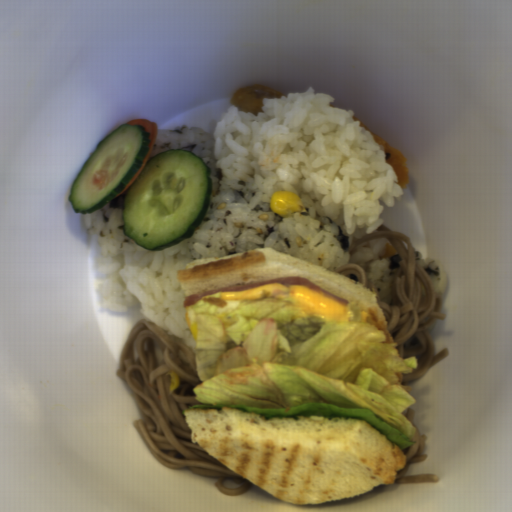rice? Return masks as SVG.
<instances>
[{"label":"rice","mask_w":512,"mask_h":512,"mask_svg":"<svg viewBox=\"0 0 512 512\" xmlns=\"http://www.w3.org/2000/svg\"><path fill=\"white\" fill-rule=\"evenodd\" d=\"M334 100L309 87L263 98L257 115L224 109L210 135L220 189L238 191L250 207L288 190L357 241L383 227L384 205L404 189L375 135Z\"/></svg>","instance_id":"652b925c"},{"label":"rice","mask_w":512,"mask_h":512,"mask_svg":"<svg viewBox=\"0 0 512 512\" xmlns=\"http://www.w3.org/2000/svg\"><path fill=\"white\" fill-rule=\"evenodd\" d=\"M170 150L191 152L209 169L211 178L207 213L196 232L187 238L193 260L272 248L300 260L334 271L355 263L366 273L367 289H375L376 300L391 303V283L401 272L397 252L386 257L388 238L366 241L354 253L358 241L349 238L330 217L303 206L281 217L270 202L250 206L239 191L221 189L216 166L215 139L199 127L157 129L150 153L154 157Z\"/></svg>","instance_id":"023b6e5f"},{"label":"rice","mask_w":512,"mask_h":512,"mask_svg":"<svg viewBox=\"0 0 512 512\" xmlns=\"http://www.w3.org/2000/svg\"><path fill=\"white\" fill-rule=\"evenodd\" d=\"M97 247L101 252L96 270L104 274L101 308L124 313L137 306L143 319L190 349L196 359L197 339L178 275L187 263L195 261L188 238L164 250H148L135 241L122 243L97 235Z\"/></svg>","instance_id":"8eca5e8b"},{"label":"rice","mask_w":512,"mask_h":512,"mask_svg":"<svg viewBox=\"0 0 512 512\" xmlns=\"http://www.w3.org/2000/svg\"><path fill=\"white\" fill-rule=\"evenodd\" d=\"M124 196H117L114 200L91 214H83L82 226L86 232L99 237L114 239L121 243H133L125 232L123 219Z\"/></svg>","instance_id":"acb35da6"},{"label":"rice","mask_w":512,"mask_h":512,"mask_svg":"<svg viewBox=\"0 0 512 512\" xmlns=\"http://www.w3.org/2000/svg\"><path fill=\"white\" fill-rule=\"evenodd\" d=\"M415 251L417 253L415 263L428 273L432 289L439 300L447 289L448 281L446 273L438 263L423 255L418 250Z\"/></svg>","instance_id":"b023fe2a"}]
</instances>
